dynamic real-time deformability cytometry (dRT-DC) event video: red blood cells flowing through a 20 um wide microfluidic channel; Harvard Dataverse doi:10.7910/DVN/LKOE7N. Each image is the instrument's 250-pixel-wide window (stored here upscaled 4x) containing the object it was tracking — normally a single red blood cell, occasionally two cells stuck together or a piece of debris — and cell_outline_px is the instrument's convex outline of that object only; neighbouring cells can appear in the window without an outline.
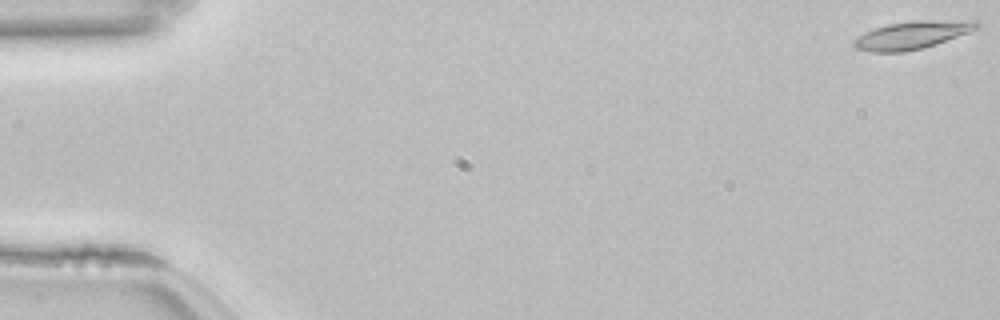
{"species": "common noctule bat (a hibernating species)", "species_latin": "Nyctalus noctula", "temperature_condition": "room temperature", "stored_images_in_passage": 55, "camera_frame_rate_fps": 3000, "um_per_image_px": 0.085, "animal": {"sex": "female", "body_mass_g": 22.7, "forearm_length_mm": 54.2}, "frame": {"image": 1, "passage_image": 1, "time_ms": 0.0, "image_size_px": [1000, 320], "cell_outline_px": [[980, 28], [936, 44], [924, 48], [904, 52], [872, 52], [856, 48], [852, 44], [864, 32], [872, 28], [888, 24], [916, 20], [976, 20], [980, 24]], "centroid_in_image_um": [77.57, 2.97], "position_along_channel_um": 7.4, "area_um2": 20.0}}
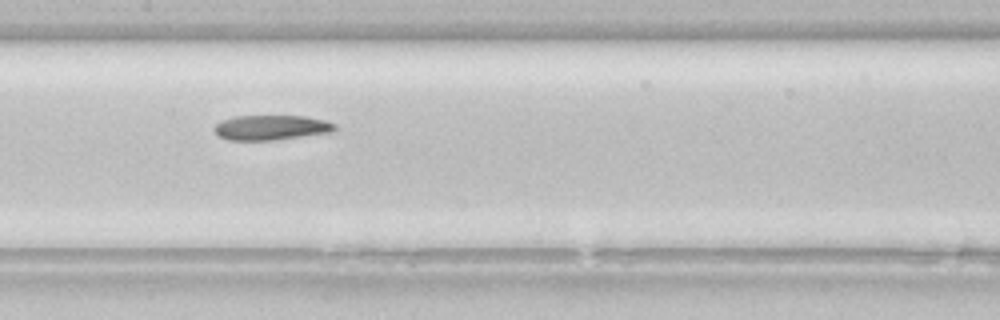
{"frame": {"image": 2, "passage_image": 27, "time_ms": 8.667, "image_size_px": [1000, 320], "cell_outline_px": [[336, 132], [272, 140], [228, 140], [220, 136], [212, 128], [216, 124], [232, 116], [308, 116], [324, 120], [336, 124]], "centroid_in_image_um": [23.1, 10.84], "position_along_channel_um": 184.3, "area_um2": 17.57}}
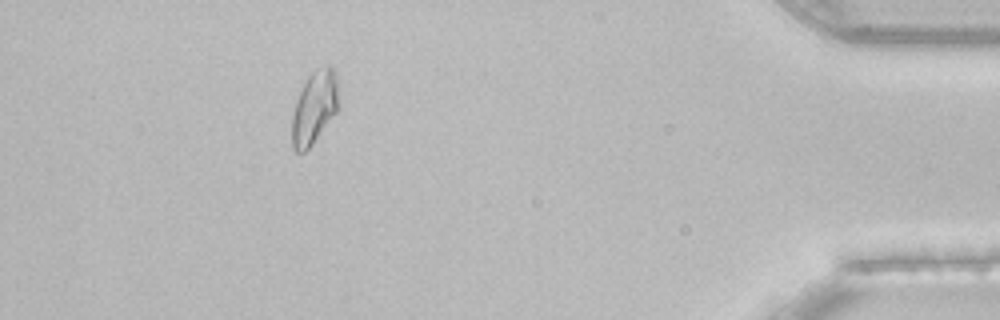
{"frame": {"image": 3, "passage_image": 49, "time_ms": 16.0, "image_size_px": [1000, 320], "cell_outline_px": [[340, 108], [312, 144], [304, 152], [296, 152], [292, 148], [292, 116], [296, 100], [308, 76], [316, 68], [328, 64], [332, 64], [336, 72], [340, 100]], "centroid_in_image_um": [26.77, 9.09], "position_along_channel_um": 408.4, "area_um2": 20.23}}